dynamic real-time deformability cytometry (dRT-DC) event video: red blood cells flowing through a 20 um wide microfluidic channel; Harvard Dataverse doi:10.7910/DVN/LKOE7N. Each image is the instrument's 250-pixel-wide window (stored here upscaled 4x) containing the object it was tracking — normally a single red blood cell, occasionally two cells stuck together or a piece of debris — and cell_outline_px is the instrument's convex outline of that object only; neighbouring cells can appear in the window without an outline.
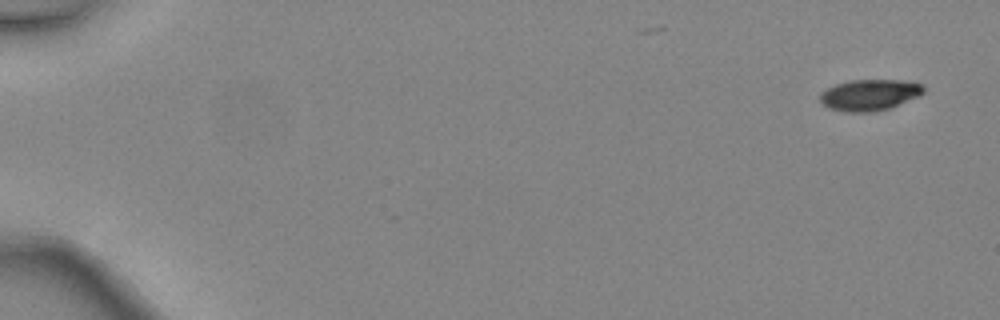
{"species": "common noctule bat (a hibernating species)", "species_latin": "Nyctalus noctula", "temperature_condition": "warm", "stored_images_in_passage": 4, "segment_of_instrument_passage": [2, 2], "camera_frame_rate_fps": 3000, "um_per_image_px": 0.085, "animal": {"sex": "female", "body_mass_g": 24.6, "forearm_length_mm": 56.2}, "frame": {"image": 1, "passage_image": 4, "time_ms": 1.0, "image_size_px": [1000, 320], "cell_outline_px": [[924, 92], [920, 96], [892, 108], [876, 112], [844, 112], [828, 108], [820, 100], [820, 92], [836, 84], [852, 80], [900, 80], [924, 84]], "centroid_in_image_um": [73.95, 8.08], "position_along_channel_um": 11.1, "area_um2": 19.07}}